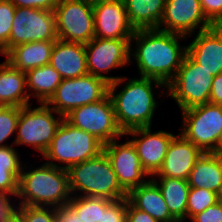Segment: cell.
<instances>
[{
	"label": "cell",
	"instance_id": "31",
	"mask_svg": "<svg viewBox=\"0 0 222 222\" xmlns=\"http://www.w3.org/2000/svg\"><path fill=\"white\" fill-rule=\"evenodd\" d=\"M14 210L22 217L24 222H56L57 208L18 205Z\"/></svg>",
	"mask_w": 222,
	"mask_h": 222
},
{
	"label": "cell",
	"instance_id": "27",
	"mask_svg": "<svg viewBox=\"0 0 222 222\" xmlns=\"http://www.w3.org/2000/svg\"><path fill=\"white\" fill-rule=\"evenodd\" d=\"M25 74L29 97L37 98L39 103H46L63 80L50 64L33 68Z\"/></svg>",
	"mask_w": 222,
	"mask_h": 222
},
{
	"label": "cell",
	"instance_id": "43",
	"mask_svg": "<svg viewBox=\"0 0 222 222\" xmlns=\"http://www.w3.org/2000/svg\"><path fill=\"white\" fill-rule=\"evenodd\" d=\"M3 222H24V221L22 217L15 210H13V212Z\"/></svg>",
	"mask_w": 222,
	"mask_h": 222
},
{
	"label": "cell",
	"instance_id": "38",
	"mask_svg": "<svg viewBox=\"0 0 222 222\" xmlns=\"http://www.w3.org/2000/svg\"><path fill=\"white\" fill-rule=\"evenodd\" d=\"M15 7L38 8L54 11L59 0H7Z\"/></svg>",
	"mask_w": 222,
	"mask_h": 222
},
{
	"label": "cell",
	"instance_id": "4",
	"mask_svg": "<svg viewBox=\"0 0 222 222\" xmlns=\"http://www.w3.org/2000/svg\"><path fill=\"white\" fill-rule=\"evenodd\" d=\"M71 196L105 198L111 201L127 198L112 165L102 152L95 158L74 164L67 169ZM79 192V193H76Z\"/></svg>",
	"mask_w": 222,
	"mask_h": 222
},
{
	"label": "cell",
	"instance_id": "16",
	"mask_svg": "<svg viewBox=\"0 0 222 222\" xmlns=\"http://www.w3.org/2000/svg\"><path fill=\"white\" fill-rule=\"evenodd\" d=\"M125 135H129V138L132 136L129 140L135 146L141 165L150 178L161 169L168 147L176 136L164 130L153 133L151 126L129 130Z\"/></svg>",
	"mask_w": 222,
	"mask_h": 222
},
{
	"label": "cell",
	"instance_id": "9",
	"mask_svg": "<svg viewBox=\"0 0 222 222\" xmlns=\"http://www.w3.org/2000/svg\"><path fill=\"white\" fill-rule=\"evenodd\" d=\"M108 87L106 81L89 73L63 79L46 104L65 117L77 107L102 100L108 94Z\"/></svg>",
	"mask_w": 222,
	"mask_h": 222
},
{
	"label": "cell",
	"instance_id": "7",
	"mask_svg": "<svg viewBox=\"0 0 222 222\" xmlns=\"http://www.w3.org/2000/svg\"><path fill=\"white\" fill-rule=\"evenodd\" d=\"M39 104L38 107L32 108V104H29L20 108L17 134L12 145H28L43 156L64 117L46 103Z\"/></svg>",
	"mask_w": 222,
	"mask_h": 222
},
{
	"label": "cell",
	"instance_id": "22",
	"mask_svg": "<svg viewBox=\"0 0 222 222\" xmlns=\"http://www.w3.org/2000/svg\"><path fill=\"white\" fill-rule=\"evenodd\" d=\"M128 201L159 222H177L171 215L159 187L150 179L127 193Z\"/></svg>",
	"mask_w": 222,
	"mask_h": 222
},
{
	"label": "cell",
	"instance_id": "18",
	"mask_svg": "<svg viewBox=\"0 0 222 222\" xmlns=\"http://www.w3.org/2000/svg\"><path fill=\"white\" fill-rule=\"evenodd\" d=\"M187 54L213 76L222 73V26L197 32Z\"/></svg>",
	"mask_w": 222,
	"mask_h": 222
},
{
	"label": "cell",
	"instance_id": "17",
	"mask_svg": "<svg viewBox=\"0 0 222 222\" xmlns=\"http://www.w3.org/2000/svg\"><path fill=\"white\" fill-rule=\"evenodd\" d=\"M93 10L95 37L131 40L135 30L128 21L124 1L93 5Z\"/></svg>",
	"mask_w": 222,
	"mask_h": 222
},
{
	"label": "cell",
	"instance_id": "19",
	"mask_svg": "<svg viewBox=\"0 0 222 222\" xmlns=\"http://www.w3.org/2000/svg\"><path fill=\"white\" fill-rule=\"evenodd\" d=\"M202 153L197 146L179 133L172 139L163 165L154 176L188 180L191 170Z\"/></svg>",
	"mask_w": 222,
	"mask_h": 222
},
{
	"label": "cell",
	"instance_id": "8",
	"mask_svg": "<svg viewBox=\"0 0 222 222\" xmlns=\"http://www.w3.org/2000/svg\"><path fill=\"white\" fill-rule=\"evenodd\" d=\"M180 133L203 153L218 152L222 138V106L206 103L181 111Z\"/></svg>",
	"mask_w": 222,
	"mask_h": 222
},
{
	"label": "cell",
	"instance_id": "10",
	"mask_svg": "<svg viewBox=\"0 0 222 222\" xmlns=\"http://www.w3.org/2000/svg\"><path fill=\"white\" fill-rule=\"evenodd\" d=\"M64 119L72 126L91 133L104 145L124 135L118 127L113 103L108 94L95 103L77 107Z\"/></svg>",
	"mask_w": 222,
	"mask_h": 222
},
{
	"label": "cell",
	"instance_id": "30",
	"mask_svg": "<svg viewBox=\"0 0 222 222\" xmlns=\"http://www.w3.org/2000/svg\"><path fill=\"white\" fill-rule=\"evenodd\" d=\"M16 7L7 0H0V54L8 52V41L11 33Z\"/></svg>",
	"mask_w": 222,
	"mask_h": 222
},
{
	"label": "cell",
	"instance_id": "42",
	"mask_svg": "<svg viewBox=\"0 0 222 222\" xmlns=\"http://www.w3.org/2000/svg\"><path fill=\"white\" fill-rule=\"evenodd\" d=\"M10 197L0 193V222H3L14 210Z\"/></svg>",
	"mask_w": 222,
	"mask_h": 222
},
{
	"label": "cell",
	"instance_id": "2",
	"mask_svg": "<svg viewBox=\"0 0 222 222\" xmlns=\"http://www.w3.org/2000/svg\"><path fill=\"white\" fill-rule=\"evenodd\" d=\"M122 83L125 84L117 93V88L119 89ZM155 88H163L159 95H166V85L154 78L129 79L123 76L109 84L108 95L113 103L118 127L123 133L135 128L152 127V119L159 106L155 98Z\"/></svg>",
	"mask_w": 222,
	"mask_h": 222
},
{
	"label": "cell",
	"instance_id": "6",
	"mask_svg": "<svg viewBox=\"0 0 222 222\" xmlns=\"http://www.w3.org/2000/svg\"><path fill=\"white\" fill-rule=\"evenodd\" d=\"M213 79L186 53L175 77L166 85V97L174 99L181 111L206 104Z\"/></svg>",
	"mask_w": 222,
	"mask_h": 222
},
{
	"label": "cell",
	"instance_id": "20",
	"mask_svg": "<svg viewBox=\"0 0 222 222\" xmlns=\"http://www.w3.org/2000/svg\"><path fill=\"white\" fill-rule=\"evenodd\" d=\"M49 64L63 79L77 78L88 74L85 44L55 41Z\"/></svg>",
	"mask_w": 222,
	"mask_h": 222
},
{
	"label": "cell",
	"instance_id": "15",
	"mask_svg": "<svg viewBox=\"0 0 222 222\" xmlns=\"http://www.w3.org/2000/svg\"><path fill=\"white\" fill-rule=\"evenodd\" d=\"M117 140L105 144L103 152L110 161L119 184L128 193L145 184L149 175L143 169L133 143L130 140L119 143Z\"/></svg>",
	"mask_w": 222,
	"mask_h": 222
},
{
	"label": "cell",
	"instance_id": "40",
	"mask_svg": "<svg viewBox=\"0 0 222 222\" xmlns=\"http://www.w3.org/2000/svg\"><path fill=\"white\" fill-rule=\"evenodd\" d=\"M209 102L222 106V73L214 76Z\"/></svg>",
	"mask_w": 222,
	"mask_h": 222
},
{
	"label": "cell",
	"instance_id": "23",
	"mask_svg": "<svg viewBox=\"0 0 222 222\" xmlns=\"http://www.w3.org/2000/svg\"><path fill=\"white\" fill-rule=\"evenodd\" d=\"M55 41H35L11 48L4 56L21 72L49 64Z\"/></svg>",
	"mask_w": 222,
	"mask_h": 222
},
{
	"label": "cell",
	"instance_id": "12",
	"mask_svg": "<svg viewBox=\"0 0 222 222\" xmlns=\"http://www.w3.org/2000/svg\"><path fill=\"white\" fill-rule=\"evenodd\" d=\"M87 70L90 75L112 84L121 76H108L111 70L122 69L130 62V40L101 39L94 37L85 44Z\"/></svg>",
	"mask_w": 222,
	"mask_h": 222
},
{
	"label": "cell",
	"instance_id": "41",
	"mask_svg": "<svg viewBox=\"0 0 222 222\" xmlns=\"http://www.w3.org/2000/svg\"><path fill=\"white\" fill-rule=\"evenodd\" d=\"M56 222H83L76 212L67 204L57 209Z\"/></svg>",
	"mask_w": 222,
	"mask_h": 222
},
{
	"label": "cell",
	"instance_id": "24",
	"mask_svg": "<svg viewBox=\"0 0 222 222\" xmlns=\"http://www.w3.org/2000/svg\"><path fill=\"white\" fill-rule=\"evenodd\" d=\"M222 182V155L205 152L196 161L188 177L190 188H206L217 192Z\"/></svg>",
	"mask_w": 222,
	"mask_h": 222
},
{
	"label": "cell",
	"instance_id": "21",
	"mask_svg": "<svg viewBox=\"0 0 222 222\" xmlns=\"http://www.w3.org/2000/svg\"><path fill=\"white\" fill-rule=\"evenodd\" d=\"M26 74L6 60L0 63V107H24L30 104Z\"/></svg>",
	"mask_w": 222,
	"mask_h": 222
},
{
	"label": "cell",
	"instance_id": "25",
	"mask_svg": "<svg viewBox=\"0 0 222 222\" xmlns=\"http://www.w3.org/2000/svg\"><path fill=\"white\" fill-rule=\"evenodd\" d=\"M152 177L151 180L159 187L171 215L177 221H186L187 197L190 188L188 180L174 177H157V181L155 176Z\"/></svg>",
	"mask_w": 222,
	"mask_h": 222
},
{
	"label": "cell",
	"instance_id": "46",
	"mask_svg": "<svg viewBox=\"0 0 222 222\" xmlns=\"http://www.w3.org/2000/svg\"><path fill=\"white\" fill-rule=\"evenodd\" d=\"M219 154L222 155V138H221L220 145H219Z\"/></svg>",
	"mask_w": 222,
	"mask_h": 222
},
{
	"label": "cell",
	"instance_id": "11",
	"mask_svg": "<svg viewBox=\"0 0 222 222\" xmlns=\"http://www.w3.org/2000/svg\"><path fill=\"white\" fill-rule=\"evenodd\" d=\"M54 13L58 39L87 44L95 37L94 10L88 0H59Z\"/></svg>",
	"mask_w": 222,
	"mask_h": 222
},
{
	"label": "cell",
	"instance_id": "35",
	"mask_svg": "<svg viewBox=\"0 0 222 222\" xmlns=\"http://www.w3.org/2000/svg\"><path fill=\"white\" fill-rule=\"evenodd\" d=\"M206 19L213 26H222V0H200Z\"/></svg>",
	"mask_w": 222,
	"mask_h": 222
},
{
	"label": "cell",
	"instance_id": "39",
	"mask_svg": "<svg viewBox=\"0 0 222 222\" xmlns=\"http://www.w3.org/2000/svg\"><path fill=\"white\" fill-rule=\"evenodd\" d=\"M126 222H159L148 213L134 207L127 199V221Z\"/></svg>",
	"mask_w": 222,
	"mask_h": 222
},
{
	"label": "cell",
	"instance_id": "13",
	"mask_svg": "<svg viewBox=\"0 0 222 222\" xmlns=\"http://www.w3.org/2000/svg\"><path fill=\"white\" fill-rule=\"evenodd\" d=\"M57 39L54 11L16 7L8 41V51L14 46L29 42L56 41Z\"/></svg>",
	"mask_w": 222,
	"mask_h": 222
},
{
	"label": "cell",
	"instance_id": "14",
	"mask_svg": "<svg viewBox=\"0 0 222 222\" xmlns=\"http://www.w3.org/2000/svg\"><path fill=\"white\" fill-rule=\"evenodd\" d=\"M212 27L204 15L200 0H167L158 29L191 38L195 30L200 32Z\"/></svg>",
	"mask_w": 222,
	"mask_h": 222
},
{
	"label": "cell",
	"instance_id": "1",
	"mask_svg": "<svg viewBox=\"0 0 222 222\" xmlns=\"http://www.w3.org/2000/svg\"><path fill=\"white\" fill-rule=\"evenodd\" d=\"M186 38L159 29L135 30L130 40V62L136 60L140 77L154 78L167 85L187 53V46L179 43Z\"/></svg>",
	"mask_w": 222,
	"mask_h": 222
},
{
	"label": "cell",
	"instance_id": "3",
	"mask_svg": "<svg viewBox=\"0 0 222 222\" xmlns=\"http://www.w3.org/2000/svg\"><path fill=\"white\" fill-rule=\"evenodd\" d=\"M18 182L16 199L26 206L60 208L71 199L67 169L46 162L39 167H28L23 163ZM26 168L28 170H26Z\"/></svg>",
	"mask_w": 222,
	"mask_h": 222
},
{
	"label": "cell",
	"instance_id": "28",
	"mask_svg": "<svg viewBox=\"0 0 222 222\" xmlns=\"http://www.w3.org/2000/svg\"><path fill=\"white\" fill-rule=\"evenodd\" d=\"M112 201L88 196H72L68 205L80 216L83 222H102V210Z\"/></svg>",
	"mask_w": 222,
	"mask_h": 222
},
{
	"label": "cell",
	"instance_id": "36",
	"mask_svg": "<svg viewBox=\"0 0 222 222\" xmlns=\"http://www.w3.org/2000/svg\"><path fill=\"white\" fill-rule=\"evenodd\" d=\"M16 150L12 144L0 147V169H22L23 163Z\"/></svg>",
	"mask_w": 222,
	"mask_h": 222
},
{
	"label": "cell",
	"instance_id": "26",
	"mask_svg": "<svg viewBox=\"0 0 222 222\" xmlns=\"http://www.w3.org/2000/svg\"><path fill=\"white\" fill-rule=\"evenodd\" d=\"M167 0H124L130 25L134 30L158 29Z\"/></svg>",
	"mask_w": 222,
	"mask_h": 222
},
{
	"label": "cell",
	"instance_id": "45",
	"mask_svg": "<svg viewBox=\"0 0 222 222\" xmlns=\"http://www.w3.org/2000/svg\"><path fill=\"white\" fill-rule=\"evenodd\" d=\"M216 196H217V203L222 204V182L219 186L218 191L216 192Z\"/></svg>",
	"mask_w": 222,
	"mask_h": 222
},
{
	"label": "cell",
	"instance_id": "33",
	"mask_svg": "<svg viewBox=\"0 0 222 222\" xmlns=\"http://www.w3.org/2000/svg\"><path fill=\"white\" fill-rule=\"evenodd\" d=\"M21 171L22 169H0V193L7 197L17 196Z\"/></svg>",
	"mask_w": 222,
	"mask_h": 222
},
{
	"label": "cell",
	"instance_id": "44",
	"mask_svg": "<svg viewBox=\"0 0 222 222\" xmlns=\"http://www.w3.org/2000/svg\"><path fill=\"white\" fill-rule=\"evenodd\" d=\"M92 5H98L101 3H117V2H123L124 0H88Z\"/></svg>",
	"mask_w": 222,
	"mask_h": 222
},
{
	"label": "cell",
	"instance_id": "37",
	"mask_svg": "<svg viewBox=\"0 0 222 222\" xmlns=\"http://www.w3.org/2000/svg\"><path fill=\"white\" fill-rule=\"evenodd\" d=\"M189 222H222V204L216 203L194 215Z\"/></svg>",
	"mask_w": 222,
	"mask_h": 222
},
{
	"label": "cell",
	"instance_id": "5",
	"mask_svg": "<svg viewBox=\"0 0 222 222\" xmlns=\"http://www.w3.org/2000/svg\"><path fill=\"white\" fill-rule=\"evenodd\" d=\"M103 149L104 144L91 133L80 130L63 119L42 157L50 165L68 169L74 164L97 157Z\"/></svg>",
	"mask_w": 222,
	"mask_h": 222
},
{
	"label": "cell",
	"instance_id": "32",
	"mask_svg": "<svg viewBox=\"0 0 222 222\" xmlns=\"http://www.w3.org/2000/svg\"><path fill=\"white\" fill-rule=\"evenodd\" d=\"M19 116L20 107H0V147L9 146L4 142L15 134Z\"/></svg>",
	"mask_w": 222,
	"mask_h": 222
},
{
	"label": "cell",
	"instance_id": "34",
	"mask_svg": "<svg viewBox=\"0 0 222 222\" xmlns=\"http://www.w3.org/2000/svg\"><path fill=\"white\" fill-rule=\"evenodd\" d=\"M127 198L112 201L102 210V222H126Z\"/></svg>",
	"mask_w": 222,
	"mask_h": 222
},
{
	"label": "cell",
	"instance_id": "29",
	"mask_svg": "<svg viewBox=\"0 0 222 222\" xmlns=\"http://www.w3.org/2000/svg\"><path fill=\"white\" fill-rule=\"evenodd\" d=\"M217 203L215 192L206 188H189L187 197V220L191 219L197 213L202 212L208 206Z\"/></svg>",
	"mask_w": 222,
	"mask_h": 222
}]
</instances>
